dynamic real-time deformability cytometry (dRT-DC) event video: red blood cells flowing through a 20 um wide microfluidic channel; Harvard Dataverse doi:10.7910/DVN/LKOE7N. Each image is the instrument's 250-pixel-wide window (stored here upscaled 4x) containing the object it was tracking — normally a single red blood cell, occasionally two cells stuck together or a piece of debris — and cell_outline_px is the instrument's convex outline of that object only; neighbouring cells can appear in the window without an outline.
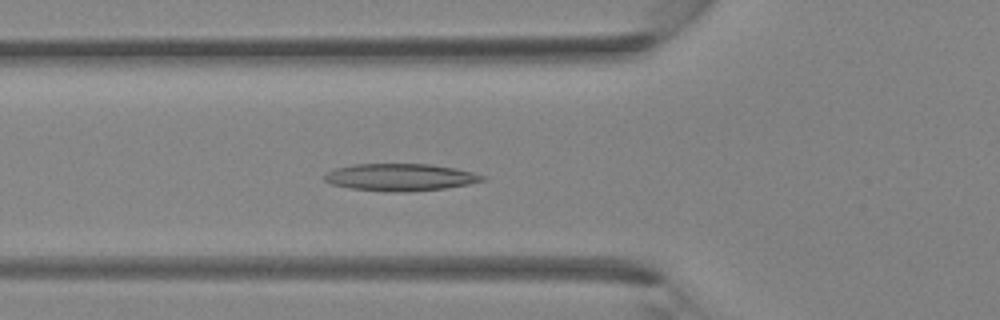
{"species": "Egyptian fruit bat (a non-hibernating species)", "species_latin": "Rousettus aegyptiacus", "temperature_condition": "room temperature", "stored_images_in_passage": 31, "camera_frame_rate_fps": 3000, "um_per_image_px": 0.085, "animal": {"sex": "female"}, "frame": {"image": 1, "passage_image": 7, "time_ms": 2.0, "image_size_px": [1000, 320], "cell_outline_px": [[488, 180], [468, 184], [444, 188], [408, 192], [400, 192], [348, 188], [332, 184], [324, 180], [324, 176], [328, 172], [336, 168], [352, 164], [432, 164], [456, 168], [488, 176]], "centroid_in_image_um": [34.08, 15.06], "position_along_channel_um": 91.7, "area_um2": 25.09}}
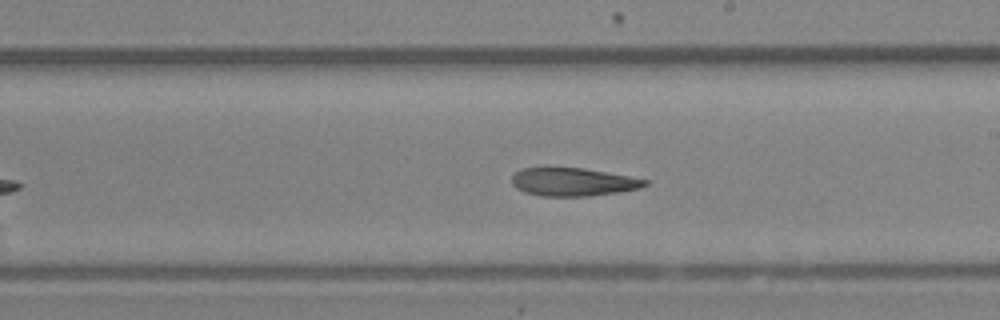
{"frame": {"image": 2, "passage_image": 16, "time_ms": 5.0, "image_size_px": [1000, 320], "cell_outline_px": [[648, 184], [640, 188], [620, 192], [588, 196], [540, 196], [524, 192], [516, 188], [512, 184], [512, 176], [516, 172], [524, 168], [548, 164], [552, 164], [584, 168], [628, 176], [648, 180]], "centroid_in_image_um": [48.64, 15.42], "position_along_channel_um": 240.4, "area_um2": 22.66}}
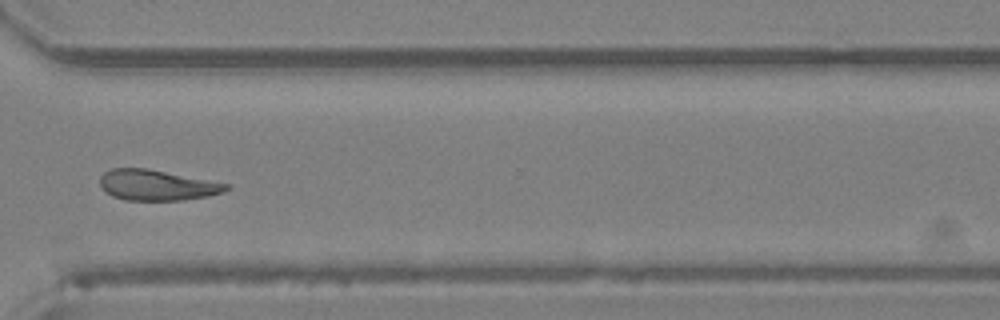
{"frame": {"image": 3, "passage_image": 23, "time_ms": 7.333, "image_size_px": [1000, 320], "cell_outline_px": [[232, 184], [224, 192], [208, 196], [184, 200], [124, 200], [112, 196], [104, 192], [100, 184], [100, 176], [104, 172], [112, 168], [148, 168]], "centroid_in_image_um": [13.34, 15.73], "position_along_channel_um": 357.3, "area_um2": 22.77}}